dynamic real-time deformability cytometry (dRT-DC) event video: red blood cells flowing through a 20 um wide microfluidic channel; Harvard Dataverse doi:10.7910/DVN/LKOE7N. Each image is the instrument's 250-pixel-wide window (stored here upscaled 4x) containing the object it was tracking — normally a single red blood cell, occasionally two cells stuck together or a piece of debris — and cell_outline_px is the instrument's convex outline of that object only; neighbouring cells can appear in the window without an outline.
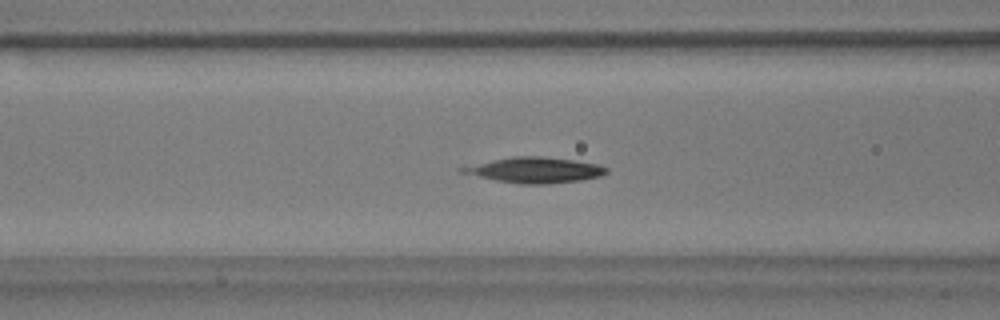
{"species": "common noctule bat (a hibernating species)", "species_latin": "Nyctalus noctula", "temperature_condition": "warm", "stored_images_in_passage": 43, "camera_frame_rate_fps": 3000, "um_per_image_px": 0.085, "animal": {"sex": "male", "body_mass_g": 17.9}, "frame": {"image": 1, "passage_image": 7, "time_ms": 2.0, "image_size_px": [1000, 320], "cell_outline_px": [[608, 172], [600, 176], [580, 180], [548, 184], [520, 184], [496, 180], [460, 172], [456, 168], [512, 156], [540, 156], [572, 160], [596, 164], [608, 168]], "centroid_in_image_um": [45.45, 14.46], "position_along_channel_um": 121.2, "area_um2": 21.21}}
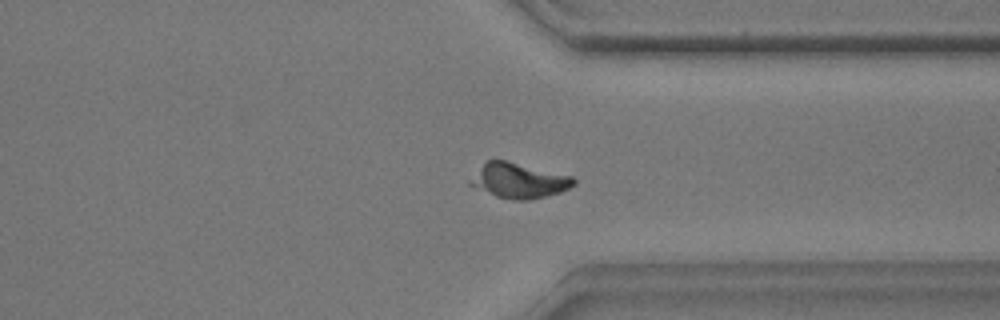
{"frame": {"image": 2, "passage_image": 28, "time_ms": 9.0, "image_size_px": [1000, 320], "cell_outline_px": [[576, 184], [560, 192], [528, 200], [516, 200], [496, 196], [468, 184], [468, 180], [488, 160], [508, 160], [572, 176], [576, 180]], "centroid_in_image_um": [44.11, 15.34], "position_along_channel_um": 367.3, "area_um2": 20.92}}
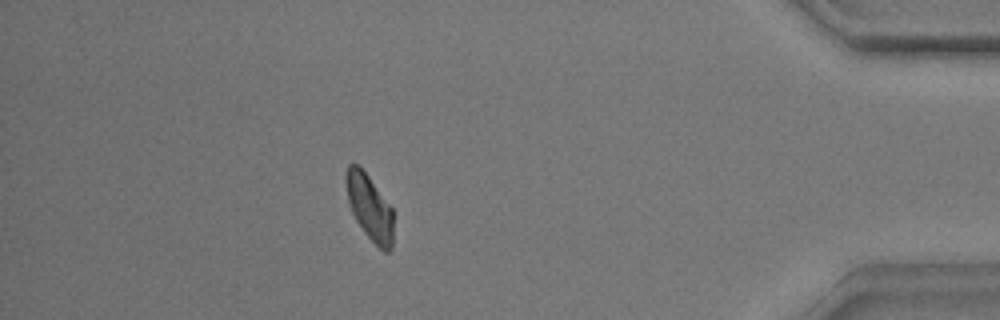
{"frame": {"image": 3, "passage_image": 35, "time_ms": 11.333, "image_size_px": [1000, 320], "cell_outline_px": [[392, 248], [388, 252], [384, 252], [364, 232], [356, 220], [348, 204], [344, 176], [348, 164], [356, 164], [368, 176], [392, 208]], "centroid_in_image_um": [31.38, 17.61], "position_along_channel_um": 403.8, "area_um2": 17.86}, "authors_computed_cell_mechanics": {"area_um2": 20.5768, "velocity_mm_per_s": 3.5308, "shape_relaxation_time_tau1_ms": 2.7583, "shape_relaxation_time_tau2_ms": null, "deformation_change_tau1": 0.1229, "deformation_change_tau2": null}}